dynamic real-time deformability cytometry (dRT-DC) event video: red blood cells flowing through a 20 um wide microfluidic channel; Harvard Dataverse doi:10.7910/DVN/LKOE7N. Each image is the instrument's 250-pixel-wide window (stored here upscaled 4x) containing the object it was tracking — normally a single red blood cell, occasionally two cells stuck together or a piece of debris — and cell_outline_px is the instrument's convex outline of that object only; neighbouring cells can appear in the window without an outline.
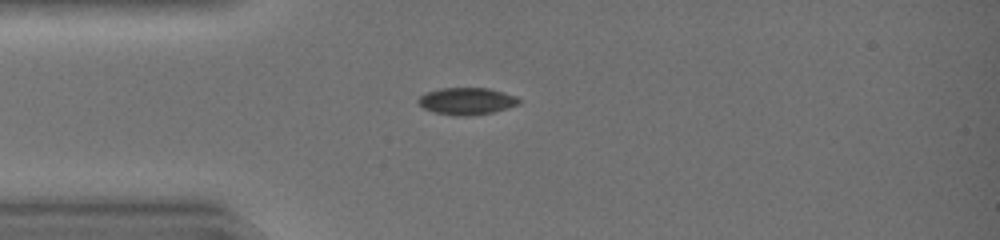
{"species": "common noctule bat (a hibernating species)", "species_latin": "Nyctalus noctula", "temperature_condition": "warm", "stored_images_in_passage": 42, "camera_frame_rate_fps": 3000, "um_per_image_px": 0.085, "animal": {"sex": "female", "body_mass_g": 19.0, "forearm_length_mm": 51.5}, "frame": {"image": 1, "passage_image": 11, "time_ms": 3.333, "image_size_px": [1000, 240], "cell_outline_px": [[520, 104], [508, 108], [492, 112], [472, 116], [452, 116], [436, 112], [424, 108], [416, 100], [424, 92], [440, 88], [488, 88], [504, 92], [516, 96], [520, 100]], "centroid_in_image_um": [39.67, 8.59], "position_along_channel_um": 45.3, "area_um2": 16.01}}
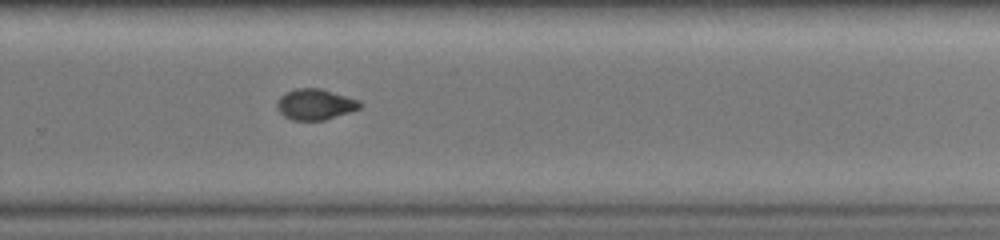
{"frame": {"image": 2, "passage_image": 29, "time_ms": 9.333, "image_size_px": [1000, 240], "cell_outline_px": [[364, 104], [360, 108], [324, 120], [292, 120], [284, 116], [276, 108], [276, 104], [280, 96], [284, 92], [296, 88], [320, 88], [360, 100]], "centroid_in_image_um": [26.78, 8.86], "position_along_channel_um": 303.0, "area_um2": 14.97}}
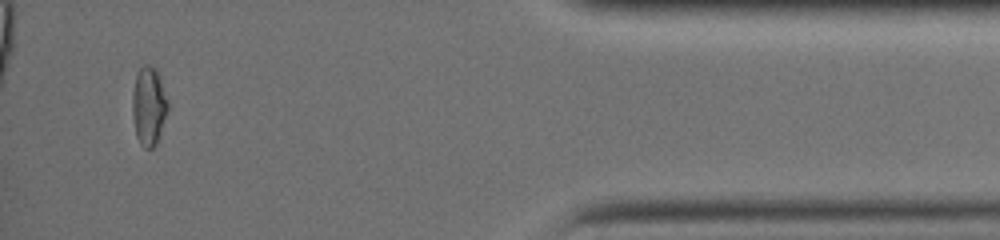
{"frame": {"image": 3, "passage_image": 40, "time_ms": 13.0, "image_size_px": [1000, 240], "cell_outline_px": [[168, 108], [156, 144], [152, 148], [144, 148], [140, 144], [136, 136], [132, 112], [132, 92], [136, 76], [140, 68], [144, 64], [152, 64], [156, 68], [160, 76], [168, 100]], "centroid_in_image_um": [12.64, 8.97], "position_along_channel_um": 422.6, "area_um2": 16.36}, "authors_computed_cell_mechanics": {"area_um2": 15.7216, "velocity_mm_per_s": 4.5149, "shape_relaxation_time_tau1_ms": 10.7702, "shape_relaxation_time_tau2_ms": null, "deformation_change_tau1": 0.2315, "deformation_change_tau2": null}}